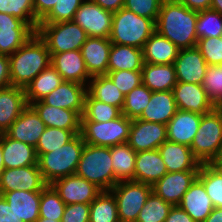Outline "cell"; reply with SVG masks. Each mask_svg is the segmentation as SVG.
<instances>
[{"label": "cell", "instance_id": "cell-22", "mask_svg": "<svg viewBox=\"0 0 222 222\" xmlns=\"http://www.w3.org/2000/svg\"><path fill=\"white\" fill-rule=\"evenodd\" d=\"M158 150L166 165L167 172L199 170L200 162L194 157L189 146L172 141H165Z\"/></svg>", "mask_w": 222, "mask_h": 222}, {"label": "cell", "instance_id": "cell-40", "mask_svg": "<svg viewBox=\"0 0 222 222\" xmlns=\"http://www.w3.org/2000/svg\"><path fill=\"white\" fill-rule=\"evenodd\" d=\"M81 131H70L60 128L46 127L35 147L37 154H44L67 144Z\"/></svg>", "mask_w": 222, "mask_h": 222}, {"label": "cell", "instance_id": "cell-1", "mask_svg": "<svg viewBox=\"0 0 222 222\" xmlns=\"http://www.w3.org/2000/svg\"><path fill=\"white\" fill-rule=\"evenodd\" d=\"M198 12L175 0H164L155 22V31L166 37L179 49L197 45Z\"/></svg>", "mask_w": 222, "mask_h": 222}, {"label": "cell", "instance_id": "cell-55", "mask_svg": "<svg viewBox=\"0 0 222 222\" xmlns=\"http://www.w3.org/2000/svg\"><path fill=\"white\" fill-rule=\"evenodd\" d=\"M165 222H195L192 217L179 206H172Z\"/></svg>", "mask_w": 222, "mask_h": 222}, {"label": "cell", "instance_id": "cell-50", "mask_svg": "<svg viewBox=\"0 0 222 222\" xmlns=\"http://www.w3.org/2000/svg\"><path fill=\"white\" fill-rule=\"evenodd\" d=\"M164 0H124V8L156 22Z\"/></svg>", "mask_w": 222, "mask_h": 222}, {"label": "cell", "instance_id": "cell-48", "mask_svg": "<svg viewBox=\"0 0 222 222\" xmlns=\"http://www.w3.org/2000/svg\"><path fill=\"white\" fill-rule=\"evenodd\" d=\"M196 47L208 65H222V36L198 39Z\"/></svg>", "mask_w": 222, "mask_h": 222}, {"label": "cell", "instance_id": "cell-36", "mask_svg": "<svg viewBox=\"0 0 222 222\" xmlns=\"http://www.w3.org/2000/svg\"><path fill=\"white\" fill-rule=\"evenodd\" d=\"M89 81L87 92L94 99L122 109L125 96L107 75L94 76Z\"/></svg>", "mask_w": 222, "mask_h": 222}, {"label": "cell", "instance_id": "cell-6", "mask_svg": "<svg viewBox=\"0 0 222 222\" xmlns=\"http://www.w3.org/2000/svg\"><path fill=\"white\" fill-rule=\"evenodd\" d=\"M200 164H211L222 152V110L216 107L202 115L197 134L190 145Z\"/></svg>", "mask_w": 222, "mask_h": 222}, {"label": "cell", "instance_id": "cell-8", "mask_svg": "<svg viewBox=\"0 0 222 222\" xmlns=\"http://www.w3.org/2000/svg\"><path fill=\"white\" fill-rule=\"evenodd\" d=\"M131 124L132 120L123 114L105 123L81 121L80 134L85 144L112 147L128 142Z\"/></svg>", "mask_w": 222, "mask_h": 222}, {"label": "cell", "instance_id": "cell-61", "mask_svg": "<svg viewBox=\"0 0 222 222\" xmlns=\"http://www.w3.org/2000/svg\"><path fill=\"white\" fill-rule=\"evenodd\" d=\"M211 164L222 174V161H213Z\"/></svg>", "mask_w": 222, "mask_h": 222}, {"label": "cell", "instance_id": "cell-31", "mask_svg": "<svg viewBox=\"0 0 222 222\" xmlns=\"http://www.w3.org/2000/svg\"><path fill=\"white\" fill-rule=\"evenodd\" d=\"M179 50L170 40L155 31L142 48L143 62L160 65L174 64Z\"/></svg>", "mask_w": 222, "mask_h": 222}, {"label": "cell", "instance_id": "cell-19", "mask_svg": "<svg viewBox=\"0 0 222 222\" xmlns=\"http://www.w3.org/2000/svg\"><path fill=\"white\" fill-rule=\"evenodd\" d=\"M86 94V85L63 81L55 90L44 97L42 101L55 108H65L76 111L82 116Z\"/></svg>", "mask_w": 222, "mask_h": 222}, {"label": "cell", "instance_id": "cell-46", "mask_svg": "<svg viewBox=\"0 0 222 222\" xmlns=\"http://www.w3.org/2000/svg\"><path fill=\"white\" fill-rule=\"evenodd\" d=\"M203 88L216 107L222 105V65H208Z\"/></svg>", "mask_w": 222, "mask_h": 222}, {"label": "cell", "instance_id": "cell-41", "mask_svg": "<svg viewBox=\"0 0 222 222\" xmlns=\"http://www.w3.org/2000/svg\"><path fill=\"white\" fill-rule=\"evenodd\" d=\"M151 95L152 91L144 84L134 88L125 96L124 104L121 109L122 114L130 120L138 119L150 102Z\"/></svg>", "mask_w": 222, "mask_h": 222}, {"label": "cell", "instance_id": "cell-12", "mask_svg": "<svg viewBox=\"0 0 222 222\" xmlns=\"http://www.w3.org/2000/svg\"><path fill=\"white\" fill-rule=\"evenodd\" d=\"M165 141H167V125L140 119L132 120L127 143L134 151L155 150Z\"/></svg>", "mask_w": 222, "mask_h": 222}, {"label": "cell", "instance_id": "cell-3", "mask_svg": "<svg viewBox=\"0 0 222 222\" xmlns=\"http://www.w3.org/2000/svg\"><path fill=\"white\" fill-rule=\"evenodd\" d=\"M84 146L82 135L77 134L60 148L37 154L39 170L45 182L50 185L57 179L75 174Z\"/></svg>", "mask_w": 222, "mask_h": 222}, {"label": "cell", "instance_id": "cell-59", "mask_svg": "<svg viewBox=\"0 0 222 222\" xmlns=\"http://www.w3.org/2000/svg\"><path fill=\"white\" fill-rule=\"evenodd\" d=\"M210 9L217 11L222 15V0H212Z\"/></svg>", "mask_w": 222, "mask_h": 222}, {"label": "cell", "instance_id": "cell-21", "mask_svg": "<svg viewBox=\"0 0 222 222\" xmlns=\"http://www.w3.org/2000/svg\"><path fill=\"white\" fill-rule=\"evenodd\" d=\"M51 66L62 76L63 81L86 85L87 79L92 78L86 69L80 50L53 54L51 56Z\"/></svg>", "mask_w": 222, "mask_h": 222}, {"label": "cell", "instance_id": "cell-49", "mask_svg": "<svg viewBox=\"0 0 222 222\" xmlns=\"http://www.w3.org/2000/svg\"><path fill=\"white\" fill-rule=\"evenodd\" d=\"M113 84L126 96L134 88L142 84L141 71H112L106 74Z\"/></svg>", "mask_w": 222, "mask_h": 222}, {"label": "cell", "instance_id": "cell-44", "mask_svg": "<svg viewBox=\"0 0 222 222\" xmlns=\"http://www.w3.org/2000/svg\"><path fill=\"white\" fill-rule=\"evenodd\" d=\"M66 204L51 185L41 191L39 217L62 220Z\"/></svg>", "mask_w": 222, "mask_h": 222}, {"label": "cell", "instance_id": "cell-17", "mask_svg": "<svg viewBox=\"0 0 222 222\" xmlns=\"http://www.w3.org/2000/svg\"><path fill=\"white\" fill-rule=\"evenodd\" d=\"M172 91L179 110L204 115L216 108L202 85L177 82Z\"/></svg>", "mask_w": 222, "mask_h": 222}, {"label": "cell", "instance_id": "cell-56", "mask_svg": "<svg viewBox=\"0 0 222 222\" xmlns=\"http://www.w3.org/2000/svg\"><path fill=\"white\" fill-rule=\"evenodd\" d=\"M175 1L183 4L190 10L199 12L210 9L212 0H175Z\"/></svg>", "mask_w": 222, "mask_h": 222}, {"label": "cell", "instance_id": "cell-7", "mask_svg": "<svg viewBox=\"0 0 222 222\" xmlns=\"http://www.w3.org/2000/svg\"><path fill=\"white\" fill-rule=\"evenodd\" d=\"M36 33L46 43L51 56L80 50L88 38L86 32L74 21L39 23Z\"/></svg>", "mask_w": 222, "mask_h": 222}, {"label": "cell", "instance_id": "cell-26", "mask_svg": "<svg viewBox=\"0 0 222 222\" xmlns=\"http://www.w3.org/2000/svg\"><path fill=\"white\" fill-rule=\"evenodd\" d=\"M202 115L190 111L177 110L167 124V140L190 147L197 134Z\"/></svg>", "mask_w": 222, "mask_h": 222}, {"label": "cell", "instance_id": "cell-4", "mask_svg": "<svg viewBox=\"0 0 222 222\" xmlns=\"http://www.w3.org/2000/svg\"><path fill=\"white\" fill-rule=\"evenodd\" d=\"M75 174L101 191H110L115 185L111 147L85 144Z\"/></svg>", "mask_w": 222, "mask_h": 222}, {"label": "cell", "instance_id": "cell-25", "mask_svg": "<svg viewBox=\"0 0 222 222\" xmlns=\"http://www.w3.org/2000/svg\"><path fill=\"white\" fill-rule=\"evenodd\" d=\"M2 156L5 168H19L38 165V156L35 147L0 133Z\"/></svg>", "mask_w": 222, "mask_h": 222}, {"label": "cell", "instance_id": "cell-53", "mask_svg": "<svg viewBox=\"0 0 222 222\" xmlns=\"http://www.w3.org/2000/svg\"><path fill=\"white\" fill-rule=\"evenodd\" d=\"M0 222H24L16 215L2 195H0Z\"/></svg>", "mask_w": 222, "mask_h": 222}, {"label": "cell", "instance_id": "cell-14", "mask_svg": "<svg viewBox=\"0 0 222 222\" xmlns=\"http://www.w3.org/2000/svg\"><path fill=\"white\" fill-rule=\"evenodd\" d=\"M199 170L167 172L152 185V191L165 202L178 206L185 192L198 176Z\"/></svg>", "mask_w": 222, "mask_h": 222}, {"label": "cell", "instance_id": "cell-9", "mask_svg": "<svg viewBox=\"0 0 222 222\" xmlns=\"http://www.w3.org/2000/svg\"><path fill=\"white\" fill-rule=\"evenodd\" d=\"M110 192L117 202L119 221L136 222L140 210L152 192V186L133 180L120 181Z\"/></svg>", "mask_w": 222, "mask_h": 222}, {"label": "cell", "instance_id": "cell-2", "mask_svg": "<svg viewBox=\"0 0 222 222\" xmlns=\"http://www.w3.org/2000/svg\"><path fill=\"white\" fill-rule=\"evenodd\" d=\"M8 57L11 86L26 88L51 65V55L47 45L37 33Z\"/></svg>", "mask_w": 222, "mask_h": 222}, {"label": "cell", "instance_id": "cell-5", "mask_svg": "<svg viewBox=\"0 0 222 222\" xmlns=\"http://www.w3.org/2000/svg\"><path fill=\"white\" fill-rule=\"evenodd\" d=\"M155 32V22L141 17L124 7L113 14L109 36L111 43L142 49L145 42Z\"/></svg>", "mask_w": 222, "mask_h": 222}, {"label": "cell", "instance_id": "cell-47", "mask_svg": "<svg viewBox=\"0 0 222 222\" xmlns=\"http://www.w3.org/2000/svg\"><path fill=\"white\" fill-rule=\"evenodd\" d=\"M84 0H58L52 10L39 23L73 21L76 11Z\"/></svg>", "mask_w": 222, "mask_h": 222}, {"label": "cell", "instance_id": "cell-18", "mask_svg": "<svg viewBox=\"0 0 222 222\" xmlns=\"http://www.w3.org/2000/svg\"><path fill=\"white\" fill-rule=\"evenodd\" d=\"M45 128L46 125L40 119L39 115L28 105L14 123L5 131V134L14 140L36 147Z\"/></svg>", "mask_w": 222, "mask_h": 222}, {"label": "cell", "instance_id": "cell-33", "mask_svg": "<svg viewBox=\"0 0 222 222\" xmlns=\"http://www.w3.org/2000/svg\"><path fill=\"white\" fill-rule=\"evenodd\" d=\"M142 49L112 43L108 63V72L141 71L143 66Z\"/></svg>", "mask_w": 222, "mask_h": 222}, {"label": "cell", "instance_id": "cell-24", "mask_svg": "<svg viewBox=\"0 0 222 222\" xmlns=\"http://www.w3.org/2000/svg\"><path fill=\"white\" fill-rule=\"evenodd\" d=\"M27 106L25 88H0V133H5Z\"/></svg>", "mask_w": 222, "mask_h": 222}, {"label": "cell", "instance_id": "cell-58", "mask_svg": "<svg viewBox=\"0 0 222 222\" xmlns=\"http://www.w3.org/2000/svg\"><path fill=\"white\" fill-rule=\"evenodd\" d=\"M204 222H222V208L215 207Z\"/></svg>", "mask_w": 222, "mask_h": 222}, {"label": "cell", "instance_id": "cell-32", "mask_svg": "<svg viewBox=\"0 0 222 222\" xmlns=\"http://www.w3.org/2000/svg\"><path fill=\"white\" fill-rule=\"evenodd\" d=\"M142 84L152 92L172 91L177 84L174 64L143 63Z\"/></svg>", "mask_w": 222, "mask_h": 222}, {"label": "cell", "instance_id": "cell-13", "mask_svg": "<svg viewBox=\"0 0 222 222\" xmlns=\"http://www.w3.org/2000/svg\"><path fill=\"white\" fill-rule=\"evenodd\" d=\"M50 185L66 205L90 204L102 192L94 184L76 174L57 179Z\"/></svg>", "mask_w": 222, "mask_h": 222}, {"label": "cell", "instance_id": "cell-54", "mask_svg": "<svg viewBox=\"0 0 222 222\" xmlns=\"http://www.w3.org/2000/svg\"><path fill=\"white\" fill-rule=\"evenodd\" d=\"M11 86L10 61L7 55L0 54V88Z\"/></svg>", "mask_w": 222, "mask_h": 222}, {"label": "cell", "instance_id": "cell-39", "mask_svg": "<svg viewBox=\"0 0 222 222\" xmlns=\"http://www.w3.org/2000/svg\"><path fill=\"white\" fill-rule=\"evenodd\" d=\"M197 178L203 183L214 207L222 208V174L212 164H201Z\"/></svg>", "mask_w": 222, "mask_h": 222}, {"label": "cell", "instance_id": "cell-43", "mask_svg": "<svg viewBox=\"0 0 222 222\" xmlns=\"http://www.w3.org/2000/svg\"><path fill=\"white\" fill-rule=\"evenodd\" d=\"M171 208V204L152 191L140 210L136 222H165Z\"/></svg>", "mask_w": 222, "mask_h": 222}, {"label": "cell", "instance_id": "cell-20", "mask_svg": "<svg viewBox=\"0 0 222 222\" xmlns=\"http://www.w3.org/2000/svg\"><path fill=\"white\" fill-rule=\"evenodd\" d=\"M111 46L109 38L97 37H88L82 45L80 51L91 77L107 74Z\"/></svg>", "mask_w": 222, "mask_h": 222}, {"label": "cell", "instance_id": "cell-45", "mask_svg": "<svg viewBox=\"0 0 222 222\" xmlns=\"http://www.w3.org/2000/svg\"><path fill=\"white\" fill-rule=\"evenodd\" d=\"M196 31L198 39L222 36V15L212 9L199 11Z\"/></svg>", "mask_w": 222, "mask_h": 222}, {"label": "cell", "instance_id": "cell-52", "mask_svg": "<svg viewBox=\"0 0 222 222\" xmlns=\"http://www.w3.org/2000/svg\"><path fill=\"white\" fill-rule=\"evenodd\" d=\"M57 2L58 0H33L35 17L41 21Z\"/></svg>", "mask_w": 222, "mask_h": 222}, {"label": "cell", "instance_id": "cell-42", "mask_svg": "<svg viewBox=\"0 0 222 222\" xmlns=\"http://www.w3.org/2000/svg\"><path fill=\"white\" fill-rule=\"evenodd\" d=\"M0 12L23 20L35 32L38 29L40 21L35 17L33 0H0Z\"/></svg>", "mask_w": 222, "mask_h": 222}, {"label": "cell", "instance_id": "cell-23", "mask_svg": "<svg viewBox=\"0 0 222 222\" xmlns=\"http://www.w3.org/2000/svg\"><path fill=\"white\" fill-rule=\"evenodd\" d=\"M30 106L36 111L46 127L81 131V115L76 111L55 108L45 104L42 100L35 101Z\"/></svg>", "mask_w": 222, "mask_h": 222}, {"label": "cell", "instance_id": "cell-10", "mask_svg": "<svg viewBox=\"0 0 222 222\" xmlns=\"http://www.w3.org/2000/svg\"><path fill=\"white\" fill-rule=\"evenodd\" d=\"M113 14L91 0H86L76 11L73 21L86 32L88 37L109 38Z\"/></svg>", "mask_w": 222, "mask_h": 222}, {"label": "cell", "instance_id": "cell-37", "mask_svg": "<svg viewBox=\"0 0 222 222\" xmlns=\"http://www.w3.org/2000/svg\"><path fill=\"white\" fill-rule=\"evenodd\" d=\"M89 222H120L117 202L110 191H102L90 203Z\"/></svg>", "mask_w": 222, "mask_h": 222}, {"label": "cell", "instance_id": "cell-29", "mask_svg": "<svg viewBox=\"0 0 222 222\" xmlns=\"http://www.w3.org/2000/svg\"><path fill=\"white\" fill-rule=\"evenodd\" d=\"M177 110L173 91H156L138 119L167 125Z\"/></svg>", "mask_w": 222, "mask_h": 222}, {"label": "cell", "instance_id": "cell-11", "mask_svg": "<svg viewBox=\"0 0 222 222\" xmlns=\"http://www.w3.org/2000/svg\"><path fill=\"white\" fill-rule=\"evenodd\" d=\"M47 185L38 165L5 168L0 176V195L14 190L42 191Z\"/></svg>", "mask_w": 222, "mask_h": 222}, {"label": "cell", "instance_id": "cell-51", "mask_svg": "<svg viewBox=\"0 0 222 222\" xmlns=\"http://www.w3.org/2000/svg\"><path fill=\"white\" fill-rule=\"evenodd\" d=\"M90 204L73 203L65 206L62 222H89Z\"/></svg>", "mask_w": 222, "mask_h": 222}, {"label": "cell", "instance_id": "cell-27", "mask_svg": "<svg viewBox=\"0 0 222 222\" xmlns=\"http://www.w3.org/2000/svg\"><path fill=\"white\" fill-rule=\"evenodd\" d=\"M178 206L185 210L195 222H204L215 208L203 183L198 178L185 192Z\"/></svg>", "mask_w": 222, "mask_h": 222}, {"label": "cell", "instance_id": "cell-63", "mask_svg": "<svg viewBox=\"0 0 222 222\" xmlns=\"http://www.w3.org/2000/svg\"><path fill=\"white\" fill-rule=\"evenodd\" d=\"M215 161H222V152H221L220 157L217 160H215Z\"/></svg>", "mask_w": 222, "mask_h": 222}, {"label": "cell", "instance_id": "cell-38", "mask_svg": "<svg viewBox=\"0 0 222 222\" xmlns=\"http://www.w3.org/2000/svg\"><path fill=\"white\" fill-rule=\"evenodd\" d=\"M122 115L120 108L94 99L88 92L85 97L84 111L81 121L105 123Z\"/></svg>", "mask_w": 222, "mask_h": 222}, {"label": "cell", "instance_id": "cell-15", "mask_svg": "<svg viewBox=\"0 0 222 222\" xmlns=\"http://www.w3.org/2000/svg\"><path fill=\"white\" fill-rule=\"evenodd\" d=\"M35 33L23 20L0 12V54L10 56Z\"/></svg>", "mask_w": 222, "mask_h": 222}, {"label": "cell", "instance_id": "cell-60", "mask_svg": "<svg viewBox=\"0 0 222 222\" xmlns=\"http://www.w3.org/2000/svg\"><path fill=\"white\" fill-rule=\"evenodd\" d=\"M4 169H5V166L3 162V156H2V145L0 144V176L3 173Z\"/></svg>", "mask_w": 222, "mask_h": 222}, {"label": "cell", "instance_id": "cell-35", "mask_svg": "<svg viewBox=\"0 0 222 222\" xmlns=\"http://www.w3.org/2000/svg\"><path fill=\"white\" fill-rule=\"evenodd\" d=\"M136 156L137 152L128 143L111 147L115 185L120 181H134Z\"/></svg>", "mask_w": 222, "mask_h": 222}, {"label": "cell", "instance_id": "cell-62", "mask_svg": "<svg viewBox=\"0 0 222 222\" xmlns=\"http://www.w3.org/2000/svg\"><path fill=\"white\" fill-rule=\"evenodd\" d=\"M36 222H62V221L39 217Z\"/></svg>", "mask_w": 222, "mask_h": 222}, {"label": "cell", "instance_id": "cell-30", "mask_svg": "<svg viewBox=\"0 0 222 222\" xmlns=\"http://www.w3.org/2000/svg\"><path fill=\"white\" fill-rule=\"evenodd\" d=\"M2 196L22 221L36 222L39 218L41 191L14 190Z\"/></svg>", "mask_w": 222, "mask_h": 222}, {"label": "cell", "instance_id": "cell-16", "mask_svg": "<svg viewBox=\"0 0 222 222\" xmlns=\"http://www.w3.org/2000/svg\"><path fill=\"white\" fill-rule=\"evenodd\" d=\"M177 82L202 85L208 64L195 46L180 49L174 61Z\"/></svg>", "mask_w": 222, "mask_h": 222}, {"label": "cell", "instance_id": "cell-28", "mask_svg": "<svg viewBox=\"0 0 222 222\" xmlns=\"http://www.w3.org/2000/svg\"><path fill=\"white\" fill-rule=\"evenodd\" d=\"M167 173L158 149L137 152L134 181L154 185Z\"/></svg>", "mask_w": 222, "mask_h": 222}, {"label": "cell", "instance_id": "cell-34", "mask_svg": "<svg viewBox=\"0 0 222 222\" xmlns=\"http://www.w3.org/2000/svg\"><path fill=\"white\" fill-rule=\"evenodd\" d=\"M63 82L62 76L53 66H49L34 78L25 88L26 102L28 105L41 101Z\"/></svg>", "mask_w": 222, "mask_h": 222}, {"label": "cell", "instance_id": "cell-57", "mask_svg": "<svg viewBox=\"0 0 222 222\" xmlns=\"http://www.w3.org/2000/svg\"><path fill=\"white\" fill-rule=\"evenodd\" d=\"M91 1L98 4L104 10L110 11L112 13H115L119 9L124 7V0H91Z\"/></svg>", "mask_w": 222, "mask_h": 222}]
</instances>
